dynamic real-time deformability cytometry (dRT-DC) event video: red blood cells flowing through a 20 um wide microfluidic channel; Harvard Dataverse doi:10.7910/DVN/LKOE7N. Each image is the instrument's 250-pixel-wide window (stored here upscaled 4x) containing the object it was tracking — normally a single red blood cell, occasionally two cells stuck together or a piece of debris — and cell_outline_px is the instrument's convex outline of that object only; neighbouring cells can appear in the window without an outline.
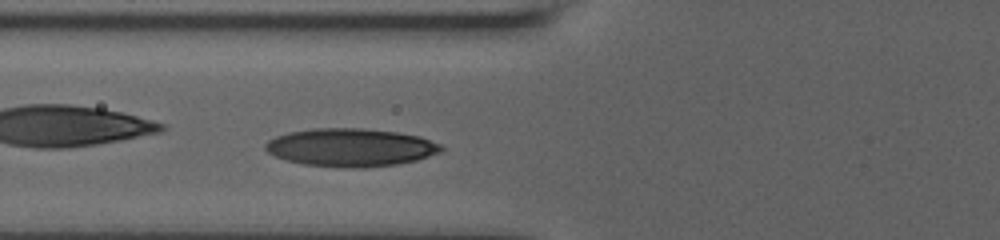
{"species": "human", "species_latin": "Homo sapiens", "temperature_condition": "room temperature", "stored_images_in_passage": 6, "camera_frame_rate_fps": 3000, "um_per_image_px": 0.085, "donor": {"sex": "male"}, "frame": {"image": 1, "passage_image": 6, "time_ms": 2.0, "image_size_px": [1000, 240], "cell_outline_px": [[444, 148], [440, 152], [416, 160], [396, 164], [364, 168], [344, 168], [304, 164], [284, 160], [268, 152], [264, 148], [264, 144], [268, 140], [276, 136], [288, 132], [312, 128], [364, 128], [396, 132], [420, 136], [440, 144]], "centroid_in_image_um": [29.78, 12.53], "position_along_channel_um": 96.0, "area_um2": 39.13}}